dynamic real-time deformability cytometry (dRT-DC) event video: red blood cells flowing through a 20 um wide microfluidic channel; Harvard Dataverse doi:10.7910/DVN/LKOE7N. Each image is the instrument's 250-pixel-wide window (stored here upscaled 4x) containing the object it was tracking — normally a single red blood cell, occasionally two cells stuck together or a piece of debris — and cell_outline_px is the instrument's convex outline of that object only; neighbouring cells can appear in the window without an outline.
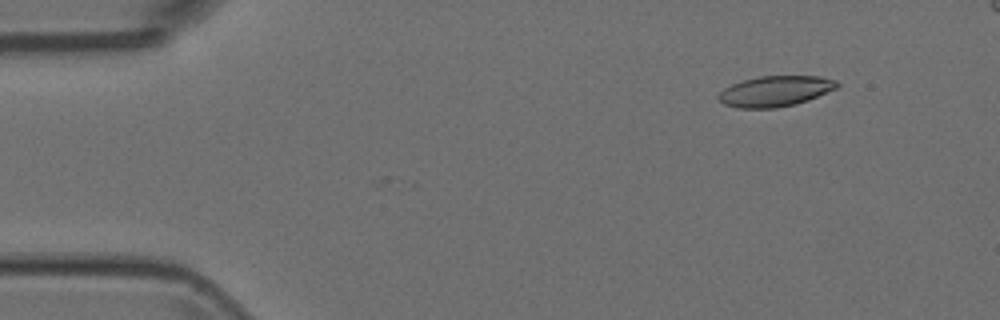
{"species": "Egyptian fruit bat (a non-hibernating species)", "species_latin": "Rousettus aegyptiacus", "temperature_condition": "room temperature", "stored_images_in_passage": 3, "camera_frame_rate_fps": 3000, "um_per_image_px": 0.085, "animal": {"sex": "female"}, "frame": {"image": 1, "passage_image": 2, "time_ms": 0.333, "image_size_px": [1000, 320], "cell_outline_px": [[840, 84], [836, 88], [808, 100], [796, 104], [776, 108], [740, 108], [724, 104], [716, 96], [724, 88], [732, 84], [744, 80], [760, 76], [820, 76], [836, 80]], "centroid_in_image_um": [65.9, 7.75], "position_along_channel_um": 19.1, "area_um2": 21.04}}